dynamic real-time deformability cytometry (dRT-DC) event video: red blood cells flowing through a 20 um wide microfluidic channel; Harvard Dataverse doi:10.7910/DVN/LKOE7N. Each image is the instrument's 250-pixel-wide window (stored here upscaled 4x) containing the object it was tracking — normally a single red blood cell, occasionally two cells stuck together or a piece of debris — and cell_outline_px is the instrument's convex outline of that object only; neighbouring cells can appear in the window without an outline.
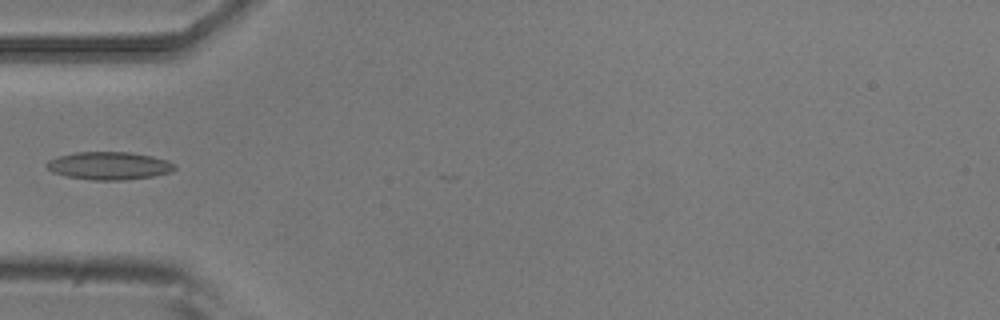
{"species": "common noctule bat (a hibernating species)", "species_latin": "Nyctalus noctula", "temperature_condition": "room temperature", "stored_images_in_passage": 4, "camera_frame_rate_fps": 3000, "um_per_image_px": 0.085, "animal": {"sex": "male", "body_mass_g": 20.5, "forearm_length_mm": 52.5}, "frame": {"image": 1, "passage_image": 4, "time_ms": 1.0, "image_size_px": [1000, 320], "cell_outline_px": [[176, 168], [172, 172], [152, 176], [124, 180], [92, 180], [68, 176], [52, 172], [44, 164], [48, 160], [60, 156], [76, 152], [132, 152], [152, 156], [168, 160], [176, 164]], "centroid_in_image_um": [9.31, 14.08], "position_along_channel_um": 75.7, "area_um2": 20.81}}